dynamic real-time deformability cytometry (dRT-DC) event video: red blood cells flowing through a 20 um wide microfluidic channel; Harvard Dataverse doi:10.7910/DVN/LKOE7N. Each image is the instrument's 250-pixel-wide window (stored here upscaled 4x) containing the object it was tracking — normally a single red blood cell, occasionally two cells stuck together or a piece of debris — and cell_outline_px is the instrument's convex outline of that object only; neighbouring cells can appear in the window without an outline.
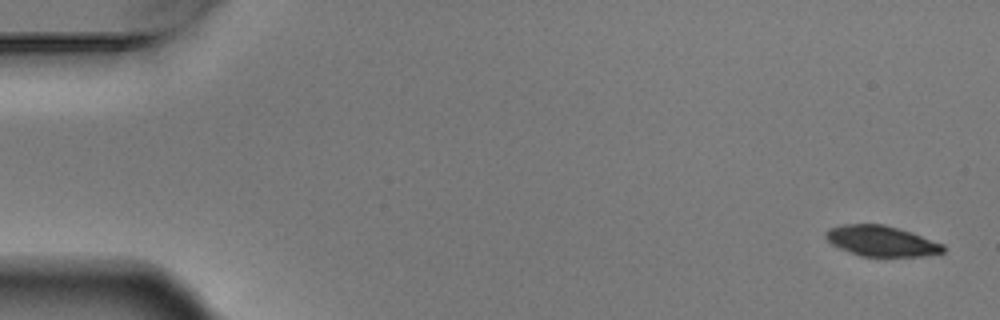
{"species": "Egyptian fruit bat (a non-hibernating species)", "species_latin": "Rousettus aegyptiacus", "temperature_condition": "warm", "stored_images_in_passage": 7, "camera_frame_rate_fps": 3000, "um_per_image_px": 0.085, "animal": {"sex": "male"}, "frame": {"image": 1, "passage_image": 1, "time_ms": 0.0, "image_size_px": [1000, 320], "cell_outline_px": [[944, 252], [924, 256], [860, 256], [848, 252], [832, 244], [824, 236], [828, 228], [844, 224], [884, 224], [912, 232], [944, 244]], "centroid_in_image_um": [74.91, 20.48], "position_along_channel_um": 10.1, "area_um2": 20.92}}
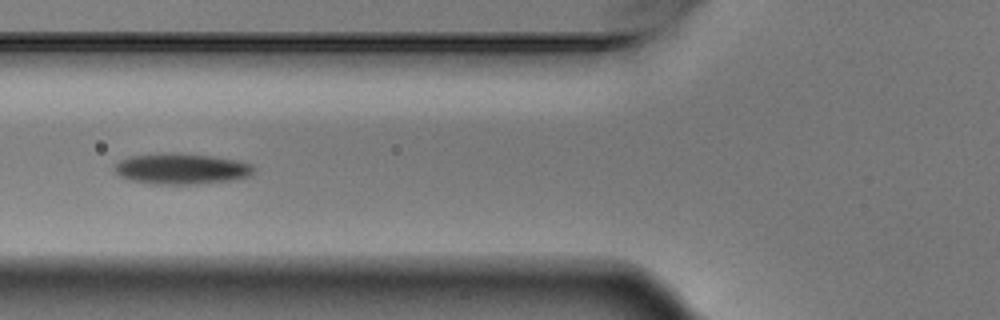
{"frame": {"image": 2, "passage_image": 5, "time_ms": 1.333, "image_size_px": [1000, 320], "cell_outline_px": [[256, 168], [252, 176], [228, 180], [196, 184], [148, 184], [128, 180], [120, 176], [112, 168], [120, 160], [128, 156], [172, 152], [212, 156], [240, 160], [252, 164]], "centroid_in_image_um": [15.42, 14.34], "position_along_channel_um": 110.4, "area_um2": 25.37}}
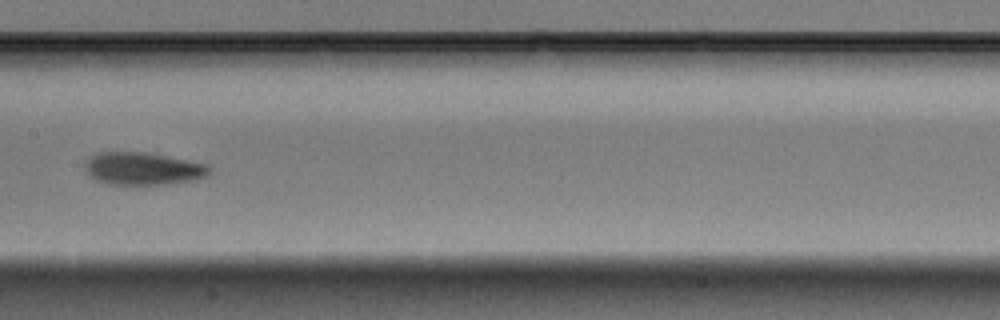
{"frame": {"image": 3, "passage_image": 7, "time_ms": 2.0, "image_size_px": [1000, 320], "cell_outline_px": [[212, 172], [208, 176], [196, 180], [168, 184], [108, 184], [96, 180], [88, 176], [84, 168], [84, 164], [96, 152], [144, 152], [168, 156], [208, 164], [212, 168]], "centroid_in_image_um": [12.19, 14.34], "position_along_channel_um": 195.2, "area_um2": 23.93}}